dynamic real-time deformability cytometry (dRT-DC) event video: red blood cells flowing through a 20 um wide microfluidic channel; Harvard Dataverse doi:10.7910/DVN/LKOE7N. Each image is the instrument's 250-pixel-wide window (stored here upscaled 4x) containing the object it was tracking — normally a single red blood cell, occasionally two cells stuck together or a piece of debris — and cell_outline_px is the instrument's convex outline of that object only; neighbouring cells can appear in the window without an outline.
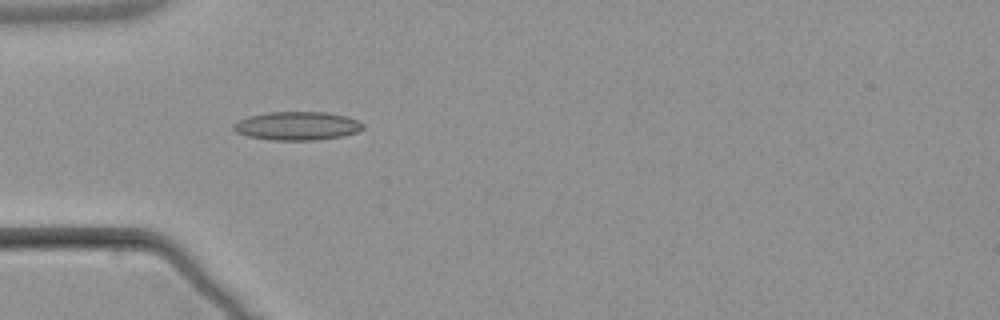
{"species": "common noctule bat (a hibernating species)", "species_latin": "Nyctalus noctula", "temperature_condition": "warm", "stored_images_in_passage": 5, "camera_frame_rate_fps": 3000, "um_per_image_px": 0.085, "animal": {"sex": "male", "body_mass_g": 21.5, "forearm_length_mm": 52.0}, "frame": {"image": 1, "passage_image": 4, "time_ms": 4.667, "image_size_px": [1000, 320], "cell_outline_px": [[364, 128], [360, 132], [344, 136], [316, 140], [272, 140], [248, 136], [236, 132], [232, 128], [232, 124], [248, 116], [268, 112], [324, 112], [344, 116], [356, 120], [364, 124]], "centroid_in_image_um": [25.27, 10.71], "position_along_channel_um": 59.7, "area_um2": 21.56}}
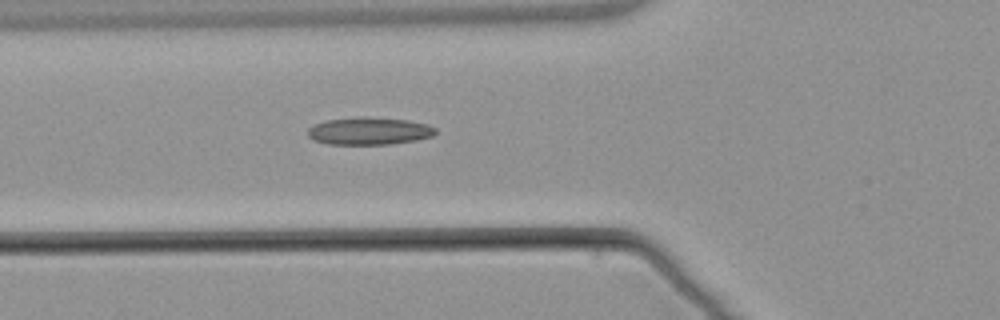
{"frame": {"image": 2, "passage_image": 5, "time_ms": 5.667, "image_size_px": [1000, 320], "cell_outline_px": [[436, 132], [432, 136], [416, 140], [388, 144], [328, 144], [312, 140], [308, 136], [308, 128], [316, 124], [328, 120], [364, 116], [408, 120], [428, 124], [436, 128]], "centroid_in_image_um": [31.38, 11.13], "position_along_channel_um": 94.4, "area_um2": 20.4}}